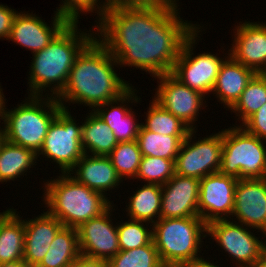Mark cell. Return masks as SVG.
Masks as SVG:
<instances>
[{"instance_id": "cell-1", "label": "cell", "mask_w": 266, "mask_h": 267, "mask_svg": "<svg viewBox=\"0 0 266 267\" xmlns=\"http://www.w3.org/2000/svg\"><path fill=\"white\" fill-rule=\"evenodd\" d=\"M176 8L108 7L99 23L104 36L100 42L119 64L141 68L154 76L169 74L184 40L197 29L181 21Z\"/></svg>"}, {"instance_id": "cell-2", "label": "cell", "mask_w": 266, "mask_h": 267, "mask_svg": "<svg viewBox=\"0 0 266 267\" xmlns=\"http://www.w3.org/2000/svg\"><path fill=\"white\" fill-rule=\"evenodd\" d=\"M96 40L93 39L76 57L66 85L57 95L58 101L67 98V102L79 101L96 108L133 98L132 88L113 70L112 63L116 64L117 60Z\"/></svg>"}, {"instance_id": "cell-3", "label": "cell", "mask_w": 266, "mask_h": 267, "mask_svg": "<svg viewBox=\"0 0 266 267\" xmlns=\"http://www.w3.org/2000/svg\"><path fill=\"white\" fill-rule=\"evenodd\" d=\"M77 22L70 21L49 45L34 53L29 82L33 95L38 96L42 88L53 82H57L53 94L58 95L66 85L76 57L95 39L87 34H80L78 38Z\"/></svg>"}, {"instance_id": "cell-4", "label": "cell", "mask_w": 266, "mask_h": 267, "mask_svg": "<svg viewBox=\"0 0 266 267\" xmlns=\"http://www.w3.org/2000/svg\"><path fill=\"white\" fill-rule=\"evenodd\" d=\"M45 188V201L50 207L47 212L56 217L64 227L77 229L111 206L103 194L78 183L69 175L47 183Z\"/></svg>"}, {"instance_id": "cell-5", "label": "cell", "mask_w": 266, "mask_h": 267, "mask_svg": "<svg viewBox=\"0 0 266 267\" xmlns=\"http://www.w3.org/2000/svg\"><path fill=\"white\" fill-rule=\"evenodd\" d=\"M153 222L152 240L165 267H191L200 259V233L207 232L202 218H160Z\"/></svg>"}, {"instance_id": "cell-6", "label": "cell", "mask_w": 266, "mask_h": 267, "mask_svg": "<svg viewBox=\"0 0 266 267\" xmlns=\"http://www.w3.org/2000/svg\"><path fill=\"white\" fill-rule=\"evenodd\" d=\"M38 99V96L32 95L30 103L21 104L13 111L4 113L6 140L31 149L36 154L43 145L50 124L63 108L57 98L52 97L46 102V107L50 110L46 112Z\"/></svg>"}, {"instance_id": "cell-7", "label": "cell", "mask_w": 266, "mask_h": 267, "mask_svg": "<svg viewBox=\"0 0 266 267\" xmlns=\"http://www.w3.org/2000/svg\"><path fill=\"white\" fill-rule=\"evenodd\" d=\"M219 172L238 179L264 178L266 149L261 139L239 127L224 130Z\"/></svg>"}, {"instance_id": "cell-8", "label": "cell", "mask_w": 266, "mask_h": 267, "mask_svg": "<svg viewBox=\"0 0 266 267\" xmlns=\"http://www.w3.org/2000/svg\"><path fill=\"white\" fill-rule=\"evenodd\" d=\"M58 102L63 108L50 124L40 152L56 161L65 175L75 169L85 153L81 144L82 127L76 125L61 100Z\"/></svg>"}, {"instance_id": "cell-9", "label": "cell", "mask_w": 266, "mask_h": 267, "mask_svg": "<svg viewBox=\"0 0 266 267\" xmlns=\"http://www.w3.org/2000/svg\"><path fill=\"white\" fill-rule=\"evenodd\" d=\"M196 32L195 29L184 40L171 74L189 88L207 94L212 91L224 61L210 53L191 57L190 51L197 37Z\"/></svg>"}, {"instance_id": "cell-10", "label": "cell", "mask_w": 266, "mask_h": 267, "mask_svg": "<svg viewBox=\"0 0 266 267\" xmlns=\"http://www.w3.org/2000/svg\"><path fill=\"white\" fill-rule=\"evenodd\" d=\"M193 131L191 130L188 133L181 144L175 159V174L202 179L209 174L219 172L223 148V131L190 145L189 140L192 138Z\"/></svg>"}, {"instance_id": "cell-11", "label": "cell", "mask_w": 266, "mask_h": 267, "mask_svg": "<svg viewBox=\"0 0 266 267\" xmlns=\"http://www.w3.org/2000/svg\"><path fill=\"white\" fill-rule=\"evenodd\" d=\"M237 182L238 178L220 172L200 179L198 212L206 224L226 219L224 213L232 215ZM220 214H223L222 217Z\"/></svg>"}, {"instance_id": "cell-12", "label": "cell", "mask_w": 266, "mask_h": 267, "mask_svg": "<svg viewBox=\"0 0 266 267\" xmlns=\"http://www.w3.org/2000/svg\"><path fill=\"white\" fill-rule=\"evenodd\" d=\"M206 233L211 234L225 251L238 260L241 267H250L262 255L264 243L246 228L229 220L221 219L208 223Z\"/></svg>"}, {"instance_id": "cell-13", "label": "cell", "mask_w": 266, "mask_h": 267, "mask_svg": "<svg viewBox=\"0 0 266 267\" xmlns=\"http://www.w3.org/2000/svg\"><path fill=\"white\" fill-rule=\"evenodd\" d=\"M110 208L77 228L81 255L109 260L120 251L117 227L108 218Z\"/></svg>"}, {"instance_id": "cell-14", "label": "cell", "mask_w": 266, "mask_h": 267, "mask_svg": "<svg viewBox=\"0 0 266 267\" xmlns=\"http://www.w3.org/2000/svg\"><path fill=\"white\" fill-rule=\"evenodd\" d=\"M156 77L161 80V84L154 100L194 130L190 123L195 120L196 113L203 105V94L182 84L171 73Z\"/></svg>"}, {"instance_id": "cell-15", "label": "cell", "mask_w": 266, "mask_h": 267, "mask_svg": "<svg viewBox=\"0 0 266 267\" xmlns=\"http://www.w3.org/2000/svg\"><path fill=\"white\" fill-rule=\"evenodd\" d=\"M199 189L200 179L175 174L162 186L160 218L199 216Z\"/></svg>"}, {"instance_id": "cell-16", "label": "cell", "mask_w": 266, "mask_h": 267, "mask_svg": "<svg viewBox=\"0 0 266 267\" xmlns=\"http://www.w3.org/2000/svg\"><path fill=\"white\" fill-rule=\"evenodd\" d=\"M266 233V187L262 179H238L232 215Z\"/></svg>"}, {"instance_id": "cell-17", "label": "cell", "mask_w": 266, "mask_h": 267, "mask_svg": "<svg viewBox=\"0 0 266 267\" xmlns=\"http://www.w3.org/2000/svg\"><path fill=\"white\" fill-rule=\"evenodd\" d=\"M69 22L70 20L67 17L57 12L53 28H50L39 17L17 13L8 39L33 50V53H37L49 45Z\"/></svg>"}, {"instance_id": "cell-18", "label": "cell", "mask_w": 266, "mask_h": 267, "mask_svg": "<svg viewBox=\"0 0 266 267\" xmlns=\"http://www.w3.org/2000/svg\"><path fill=\"white\" fill-rule=\"evenodd\" d=\"M237 28L235 46L229 55L256 73H263L266 70V24L243 23Z\"/></svg>"}, {"instance_id": "cell-19", "label": "cell", "mask_w": 266, "mask_h": 267, "mask_svg": "<svg viewBox=\"0 0 266 267\" xmlns=\"http://www.w3.org/2000/svg\"><path fill=\"white\" fill-rule=\"evenodd\" d=\"M25 241L23 260L36 267L44 258L48 248L63 224L48 212L25 221Z\"/></svg>"}, {"instance_id": "cell-20", "label": "cell", "mask_w": 266, "mask_h": 267, "mask_svg": "<svg viewBox=\"0 0 266 267\" xmlns=\"http://www.w3.org/2000/svg\"><path fill=\"white\" fill-rule=\"evenodd\" d=\"M78 166L77 177H73L78 183L101 194L107 189L119 185L122 179L114 168L108 156L84 154L76 163ZM104 190V191H103Z\"/></svg>"}, {"instance_id": "cell-21", "label": "cell", "mask_w": 266, "mask_h": 267, "mask_svg": "<svg viewBox=\"0 0 266 267\" xmlns=\"http://www.w3.org/2000/svg\"><path fill=\"white\" fill-rule=\"evenodd\" d=\"M229 58L221 65L212 91L217 93L224 104L232 108L256 72L236 62L231 56Z\"/></svg>"}, {"instance_id": "cell-22", "label": "cell", "mask_w": 266, "mask_h": 267, "mask_svg": "<svg viewBox=\"0 0 266 267\" xmlns=\"http://www.w3.org/2000/svg\"><path fill=\"white\" fill-rule=\"evenodd\" d=\"M11 209L0 214V264L23 260L25 225Z\"/></svg>"}, {"instance_id": "cell-23", "label": "cell", "mask_w": 266, "mask_h": 267, "mask_svg": "<svg viewBox=\"0 0 266 267\" xmlns=\"http://www.w3.org/2000/svg\"><path fill=\"white\" fill-rule=\"evenodd\" d=\"M80 255L77 229L63 226L36 267H71Z\"/></svg>"}, {"instance_id": "cell-24", "label": "cell", "mask_w": 266, "mask_h": 267, "mask_svg": "<svg viewBox=\"0 0 266 267\" xmlns=\"http://www.w3.org/2000/svg\"><path fill=\"white\" fill-rule=\"evenodd\" d=\"M81 127V144L85 154L89 149L93 155L108 156L119 143L113 131L95 112L88 116Z\"/></svg>"}, {"instance_id": "cell-25", "label": "cell", "mask_w": 266, "mask_h": 267, "mask_svg": "<svg viewBox=\"0 0 266 267\" xmlns=\"http://www.w3.org/2000/svg\"><path fill=\"white\" fill-rule=\"evenodd\" d=\"M186 137L157 134L145 129L141 124L136 140L142 156L175 160Z\"/></svg>"}, {"instance_id": "cell-26", "label": "cell", "mask_w": 266, "mask_h": 267, "mask_svg": "<svg viewBox=\"0 0 266 267\" xmlns=\"http://www.w3.org/2000/svg\"><path fill=\"white\" fill-rule=\"evenodd\" d=\"M37 154L28 148L11 143L5 139L0 148V181L19 177L37 159Z\"/></svg>"}, {"instance_id": "cell-27", "label": "cell", "mask_w": 266, "mask_h": 267, "mask_svg": "<svg viewBox=\"0 0 266 267\" xmlns=\"http://www.w3.org/2000/svg\"><path fill=\"white\" fill-rule=\"evenodd\" d=\"M162 186L158 184L144 185L130 198L128 207L131 220L152 221V218L161 211Z\"/></svg>"}, {"instance_id": "cell-28", "label": "cell", "mask_w": 266, "mask_h": 267, "mask_svg": "<svg viewBox=\"0 0 266 267\" xmlns=\"http://www.w3.org/2000/svg\"><path fill=\"white\" fill-rule=\"evenodd\" d=\"M111 110L104 111L99 108L94 111L113 131L118 142L133 141L137 139L140 124L133 121L134 114L123 107L112 106Z\"/></svg>"}, {"instance_id": "cell-29", "label": "cell", "mask_w": 266, "mask_h": 267, "mask_svg": "<svg viewBox=\"0 0 266 267\" xmlns=\"http://www.w3.org/2000/svg\"><path fill=\"white\" fill-rule=\"evenodd\" d=\"M142 126L154 133L169 136H187L191 129L179 118L164 109L155 100L149 108L146 124Z\"/></svg>"}, {"instance_id": "cell-30", "label": "cell", "mask_w": 266, "mask_h": 267, "mask_svg": "<svg viewBox=\"0 0 266 267\" xmlns=\"http://www.w3.org/2000/svg\"><path fill=\"white\" fill-rule=\"evenodd\" d=\"M266 103V76L256 73L249 81L239 100L231 108L241 114L243 123Z\"/></svg>"}, {"instance_id": "cell-31", "label": "cell", "mask_w": 266, "mask_h": 267, "mask_svg": "<svg viewBox=\"0 0 266 267\" xmlns=\"http://www.w3.org/2000/svg\"><path fill=\"white\" fill-rule=\"evenodd\" d=\"M108 267H165L153 240L145 246L119 251L108 260Z\"/></svg>"}, {"instance_id": "cell-32", "label": "cell", "mask_w": 266, "mask_h": 267, "mask_svg": "<svg viewBox=\"0 0 266 267\" xmlns=\"http://www.w3.org/2000/svg\"><path fill=\"white\" fill-rule=\"evenodd\" d=\"M120 177H136L142 159L137 140L119 142L108 155Z\"/></svg>"}, {"instance_id": "cell-33", "label": "cell", "mask_w": 266, "mask_h": 267, "mask_svg": "<svg viewBox=\"0 0 266 267\" xmlns=\"http://www.w3.org/2000/svg\"><path fill=\"white\" fill-rule=\"evenodd\" d=\"M175 175V160L143 156L136 177L163 186Z\"/></svg>"}, {"instance_id": "cell-34", "label": "cell", "mask_w": 266, "mask_h": 267, "mask_svg": "<svg viewBox=\"0 0 266 267\" xmlns=\"http://www.w3.org/2000/svg\"><path fill=\"white\" fill-rule=\"evenodd\" d=\"M145 221L132 220L117 226L118 241L121 251L148 245L152 241V231L141 224Z\"/></svg>"}, {"instance_id": "cell-35", "label": "cell", "mask_w": 266, "mask_h": 267, "mask_svg": "<svg viewBox=\"0 0 266 267\" xmlns=\"http://www.w3.org/2000/svg\"><path fill=\"white\" fill-rule=\"evenodd\" d=\"M106 4L101 8V14L105 13L108 7H166L177 6L175 0H106Z\"/></svg>"}, {"instance_id": "cell-36", "label": "cell", "mask_w": 266, "mask_h": 267, "mask_svg": "<svg viewBox=\"0 0 266 267\" xmlns=\"http://www.w3.org/2000/svg\"><path fill=\"white\" fill-rule=\"evenodd\" d=\"M66 1V2H65ZM64 5H61L60 9L56 12L67 17L70 21H78L79 11H91L97 5V0H65Z\"/></svg>"}, {"instance_id": "cell-37", "label": "cell", "mask_w": 266, "mask_h": 267, "mask_svg": "<svg viewBox=\"0 0 266 267\" xmlns=\"http://www.w3.org/2000/svg\"><path fill=\"white\" fill-rule=\"evenodd\" d=\"M246 131L258 138L266 139V103L244 123Z\"/></svg>"}, {"instance_id": "cell-38", "label": "cell", "mask_w": 266, "mask_h": 267, "mask_svg": "<svg viewBox=\"0 0 266 267\" xmlns=\"http://www.w3.org/2000/svg\"><path fill=\"white\" fill-rule=\"evenodd\" d=\"M17 13L14 10L0 5V37L9 38L12 23Z\"/></svg>"}, {"instance_id": "cell-39", "label": "cell", "mask_w": 266, "mask_h": 267, "mask_svg": "<svg viewBox=\"0 0 266 267\" xmlns=\"http://www.w3.org/2000/svg\"><path fill=\"white\" fill-rule=\"evenodd\" d=\"M71 267H108V260L80 255Z\"/></svg>"}, {"instance_id": "cell-40", "label": "cell", "mask_w": 266, "mask_h": 267, "mask_svg": "<svg viewBox=\"0 0 266 267\" xmlns=\"http://www.w3.org/2000/svg\"><path fill=\"white\" fill-rule=\"evenodd\" d=\"M0 267H32L24 260H17L13 262H7L0 264Z\"/></svg>"}, {"instance_id": "cell-41", "label": "cell", "mask_w": 266, "mask_h": 267, "mask_svg": "<svg viewBox=\"0 0 266 267\" xmlns=\"http://www.w3.org/2000/svg\"><path fill=\"white\" fill-rule=\"evenodd\" d=\"M191 267H217L212 263L204 261V259L200 258L196 263H194Z\"/></svg>"}, {"instance_id": "cell-42", "label": "cell", "mask_w": 266, "mask_h": 267, "mask_svg": "<svg viewBox=\"0 0 266 267\" xmlns=\"http://www.w3.org/2000/svg\"><path fill=\"white\" fill-rule=\"evenodd\" d=\"M250 267H266V259L261 255Z\"/></svg>"}, {"instance_id": "cell-43", "label": "cell", "mask_w": 266, "mask_h": 267, "mask_svg": "<svg viewBox=\"0 0 266 267\" xmlns=\"http://www.w3.org/2000/svg\"><path fill=\"white\" fill-rule=\"evenodd\" d=\"M1 89H0V117H2L1 119H4V113L5 110L3 107H5V105H3L5 102L3 101L4 97H2V93H1Z\"/></svg>"}, {"instance_id": "cell-44", "label": "cell", "mask_w": 266, "mask_h": 267, "mask_svg": "<svg viewBox=\"0 0 266 267\" xmlns=\"http://www.w3.org/2000/svg\"><path fill=\"white\" fill-rule=\"evenodd\" d=\"M5 131L4 130H0V148L3 144V142L5 141Z\"/></svg>"}, {"instance_id": "cell-45", "label": "cell", "mask_w": 266, "mask_h": 267, "mask_svg": "<svg viewBox=\"0 0 266 267\" xmlns=\"http://www.w3.org/2000/svg\"><path fill=\"white\" fill-rule=\"evenodd\" d=\"M262 256L266 259V245H262Z\"/></svg>"}, {"instance_id": "cell-46", "label": "cell", "mask_w": 266, "mask_h": 267, "mask_svg": "<svg viewBox=\"0 0 266 267\" xmlns=\"http://www.w3.org/2000/svg\"><path fill=\"white\" fill-rule=\"evenodd\" d=\"M262 180L264 181L265 187H266V177L262 178Z\"/></svg>"}]
</instances>
